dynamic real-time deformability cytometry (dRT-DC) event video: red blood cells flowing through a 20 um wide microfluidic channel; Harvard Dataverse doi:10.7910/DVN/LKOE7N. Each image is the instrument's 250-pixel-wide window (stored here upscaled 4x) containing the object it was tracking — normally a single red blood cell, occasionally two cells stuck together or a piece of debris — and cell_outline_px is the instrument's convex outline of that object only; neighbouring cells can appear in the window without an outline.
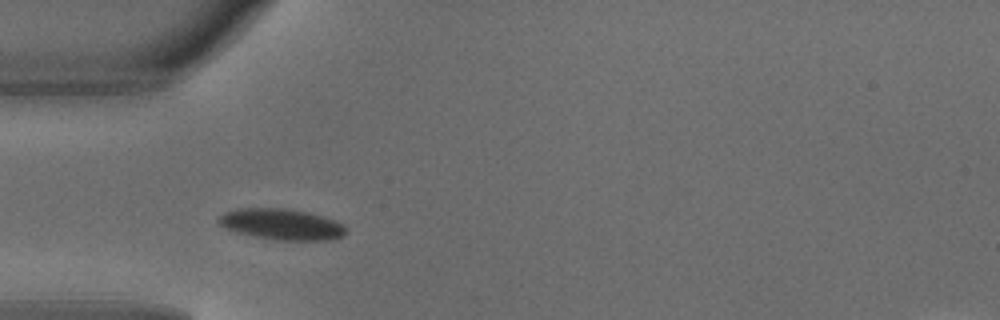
{"species": "common noctule bat (a hibernating species)", "species_latin": "Nyctalus noctula", "temperature_condition": "warm", "stored_images_in_passage": 2, "camera_frame_rate_fps": 3000, "um_per_image_px": 0.085, "animal": {"sex": "male", "body_mass_g": 18.8}, "frame": {"image": 1, "passage_image": 1, "time_ms": 0.0, "image_size_px": [1000, 320], "cell_outline_px": [[348, 232], [344, 236], [332, 240], [276, 240], [236, 232], [220, 224], [216, 220], [224, 212], [236, 208], [284, 208], [308, 212], [324, 216], [344, 224]], "centroid_in_image_um": [23.99, 19.06], "position_along_channel_um": 61.0, "area_um2": 23.12}}